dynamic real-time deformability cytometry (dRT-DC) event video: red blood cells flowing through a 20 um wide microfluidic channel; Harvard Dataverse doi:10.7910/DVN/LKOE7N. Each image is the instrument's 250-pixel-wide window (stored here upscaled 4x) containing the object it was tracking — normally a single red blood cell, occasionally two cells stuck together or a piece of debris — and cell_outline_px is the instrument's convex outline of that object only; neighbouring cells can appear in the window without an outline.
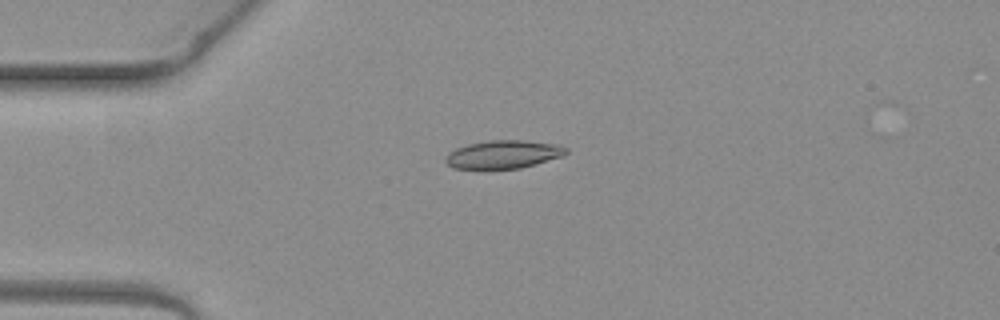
{"species": "common noctule bat (a hibernating species)", "species_latin": "Nyctalus noctula", "temperature_condition": "warm", "stored_images_in_passage": 1, "camera_frame_rate_fps": 3000, "um_per_image_px": 0.085, "animal": {"sex": "female", "body_mass_g": 19.3, "forearm_length_mm": 54.1}, "frame": {"image": 1, "passage_image": 1, "time_ms": 0.0, "image_size_px": [1000, 320], "cell_outline_px": [[568, 152], [564, 156], [520, 168], [488, 172], [484, 172], [452, 168], [444, 160], [444, 156], [448, 152], [456, 148], [468, 144], [488, 140], [524, 140], [560, 144], [568, 148]], "centroid_in_image_um": [42.73, 13.17], "position_along_channel_um": 42.3, "area_um2": 20.92}}